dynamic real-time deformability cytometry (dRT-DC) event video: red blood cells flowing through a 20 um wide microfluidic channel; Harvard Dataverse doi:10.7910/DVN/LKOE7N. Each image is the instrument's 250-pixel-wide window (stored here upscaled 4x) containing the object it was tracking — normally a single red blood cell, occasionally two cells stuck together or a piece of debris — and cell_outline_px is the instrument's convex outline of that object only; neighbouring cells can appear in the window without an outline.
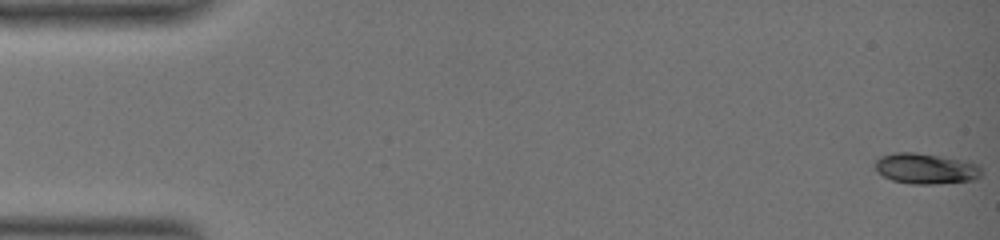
{"species": "common noctule bat (a hibernating species)", "species_latin": "Nyctalus noctula", "temperature_condition": "warm", "stored_images_in_passage": 57, "camera_frame_rate_fps": 3000, "um_per_image_px": 0.085, "animal": {"sex": "female", "body_mass_g": 19.0, "forearm_length_mm": 51.5}, "frame": {"image": 1, "passage_image": 1, "time_ms": 0.0, "image_size_px": [1000, 240], "cell_outline_px": [[980, 176], [976, 180], [932, 184], [912, 184], [892, 180], [876, 172], [876, 160], [880, 156], [896, 152], [916, 152], [968, 160], [980, 164]], "centroid_in_image_um": [78.72, 14.32], "position_along_channel_um": 6.3, "area_um2": 19.25}}
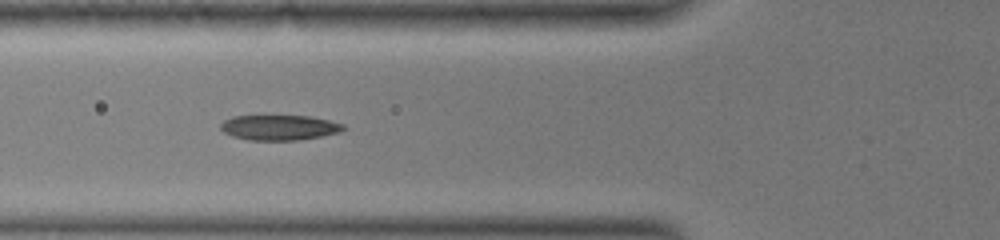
{"frame": {"image": 2, "passage_image": 23, "time_ms": 7.333, "image_size_px": [1000, 240], "cell_outline_px": [[344, 128], [340, 132], [300, 140], [248, 140], [232, 136], [224, 132], [220, 128], [220, 124], [224, 120], [232, 116], [308, 116], [328, 120], [344, 124]], "centroid_in_image_um": [23.71, 10.84], "position_along_channel_um": 102.1, "area_um2": 17.92}}
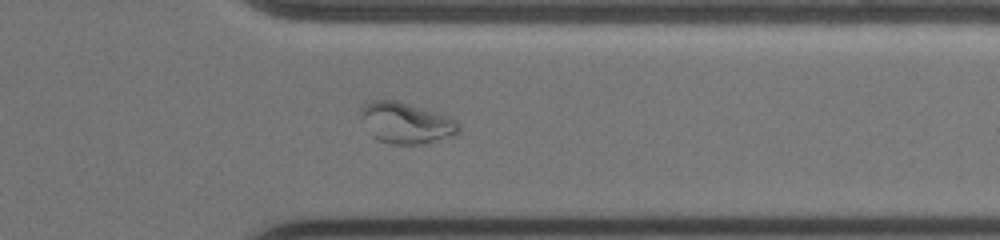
{"frame": {"image": 3, "passage_image": 47, "time_ms": 15.333, "image_size_px": [1000, 240], "cell_outline_px": [[460, 132], [456, 136], [424, 144], [392, 144], [380, 140], [372, 136], [360, 120], [360, 112], [372, 100], [392, 100], [448, 116], [456, 120], [460, 124]], "centroid_in_image_um": [34.55, 10.49], "position_along_channel_um": 376.8, "area_um2": 23.24}, "authors_computed_cell_mechanics": {"area_um2": 17.9758, "velocity_mm_per_s": 3.4282, "shape_relaxation_time_tau1_ms": null, "shape_relaxation_time_tau2_ms": 1.7903, "deformation_change_tau1": null, "deformation_change_tau2": 0.0523}}